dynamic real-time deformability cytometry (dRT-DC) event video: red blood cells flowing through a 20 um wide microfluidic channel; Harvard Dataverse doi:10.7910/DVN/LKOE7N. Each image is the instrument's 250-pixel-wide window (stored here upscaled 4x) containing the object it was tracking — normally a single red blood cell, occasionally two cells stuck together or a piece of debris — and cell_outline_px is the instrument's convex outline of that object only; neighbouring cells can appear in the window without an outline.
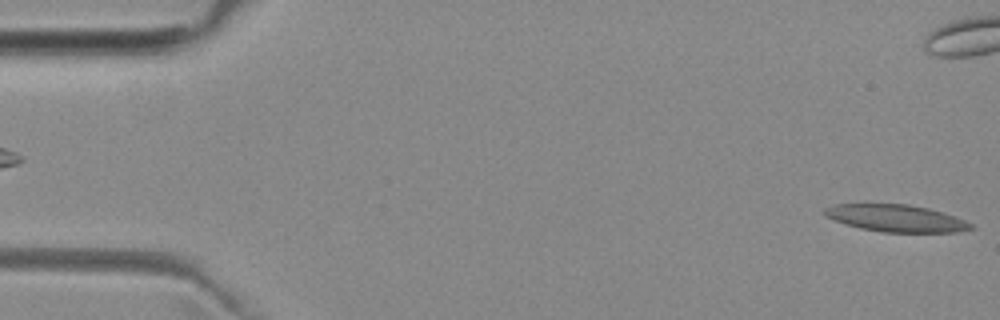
{"species": "common noctule bat (a hibernating species)", "species_latin": "Nyctalus noctula", "temperature_condition": "room temperature", "stored_images_in_passage": 6, "camera_frame_rate_fps": 3000, "um_per_image_px": 0.085, "animal": {"sex": "female", "body_mass_g": 29.2, "forearm_length_mm": 56.3}, "frame": {"image": 1, "passage_image": 6, "time_ms": 5.667, "image_size_px": [1000, 320], "cell_outline_px": [[976, 228], [956, 232], [880, 232], [860, 228], [836, 220], [828, 216], [824, 212], [824, 208], [836, 204], [908, 204], [928, 208], [944, 212], [956, 216], [972, 224]], "centroid_in_image_um": [76.24, 18.55], "position_along_channel_um": 8.8, "area_um2": 22.95}}